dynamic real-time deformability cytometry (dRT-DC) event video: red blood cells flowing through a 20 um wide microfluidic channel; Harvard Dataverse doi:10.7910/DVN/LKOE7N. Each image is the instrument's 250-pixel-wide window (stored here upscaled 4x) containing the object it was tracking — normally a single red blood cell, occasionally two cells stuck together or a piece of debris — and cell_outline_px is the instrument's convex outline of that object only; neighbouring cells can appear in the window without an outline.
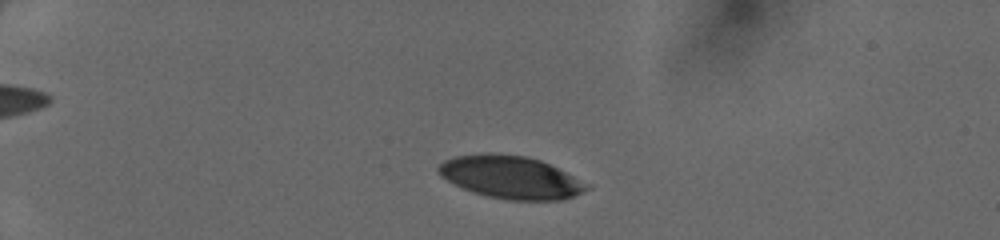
{"species": "human", "species_latin": "Homo sapiens", "temperature_condition": "cold", "stored_images_in_passage": 41, "camera_frame_rate_fps": 3000, "um_per_image_px": 0.085, "donor": {"sex": "female"}, "frame": {"image": 1, "passage_image": 7, "time_ms": 2.0, "image_size_px": [1000, 240], "cell_outline_px": [[592, 188], [584, 192], [560, 200], [508, 200], [488, 196], [472, 192], [440, 176], [436, 172], [436, 168], [444, 160], [452, 156], [488, 152], [524, 156], [540, 160], [592, 184]], "centroid_in_image_um": [43.42, 15.06], "position_along_channel_um": 41.6, "area_um2": 37.11}}
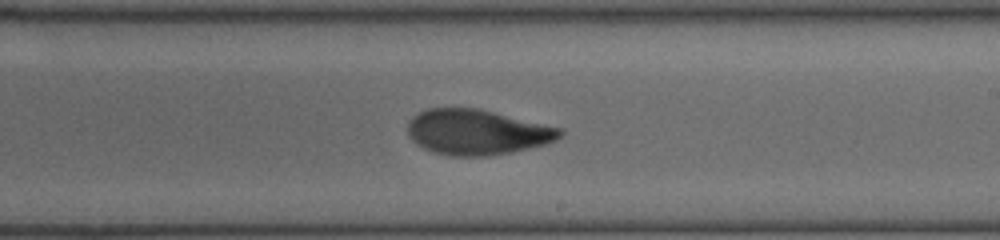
{"frame": {"image": 2, "passage_image": 26, "time_ms": 8.333, "image_size_px": [1000, 240], "cell_outline_px": [[564, 132], [556, 140], [548, 144], [512, 152], [488, 156], [452, 156], [432, 152], [416, 144], [408, 136], [408, 120], [412, 116], [428, 108], [480, 108], [564, 128]], "centroid_in_image_um": [40.58, 11.23], "position_along_channel_um": 248.4, "area_um2": 40.75}}
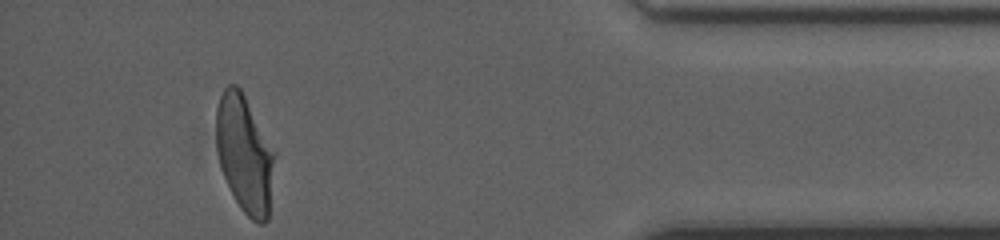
{"frame": {"image": 3, "passage_image": 40, "time_ms": 13.0, "image_size_px": [1000, 240], "cell_outline_px": [[276, 152], [268, 220], [264, 224], [260, 224], [252, 220], [240, 208], [224, 176], [220, 164], [216, 148], [216, 108], [220, 96], [224, 88], [228, 84], [236, 84], [240, 88]], "centroid_in_image_um": [20.8, 13.08], "position_along_channel_um": 414.4, "area_um2": 40.0}}